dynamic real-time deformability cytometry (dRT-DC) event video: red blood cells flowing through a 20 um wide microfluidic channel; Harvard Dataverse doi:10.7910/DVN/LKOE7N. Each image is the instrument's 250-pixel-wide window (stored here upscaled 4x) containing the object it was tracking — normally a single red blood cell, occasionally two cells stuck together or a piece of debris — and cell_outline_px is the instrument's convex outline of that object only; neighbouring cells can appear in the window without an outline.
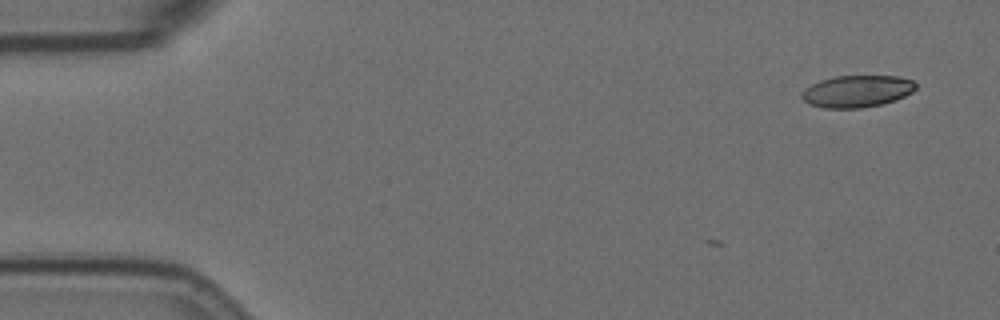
{"species": "Egyptian fruit bat (a non-hibernating species)", "species_latin": "Rousettus aegyptiacus", "temperature_condition": "room temperature", "stored_images_in_passage": 3, "camera_frame_rate_fps": 3000, "um_per_image_px": 0.085, "animal": {"sex": "female"}, "frame": {"image": 1, "passage_image": 1, "time_ms": 0.0, "image_size_px": [1000, 320], "cell_outline_px": [[916, 88], [912, 92], [896, 100], [884, 104], [860, 108], [824, 108], [808, 104], [800, 96], [804, 88], [820, 80], [836, 76], [900, 76], [912, 80], [916, 84]], "centroid_in_image_um": [72.84, 7.76], "position_along_channel_um": 12.2, "area_um2": 21.39}}